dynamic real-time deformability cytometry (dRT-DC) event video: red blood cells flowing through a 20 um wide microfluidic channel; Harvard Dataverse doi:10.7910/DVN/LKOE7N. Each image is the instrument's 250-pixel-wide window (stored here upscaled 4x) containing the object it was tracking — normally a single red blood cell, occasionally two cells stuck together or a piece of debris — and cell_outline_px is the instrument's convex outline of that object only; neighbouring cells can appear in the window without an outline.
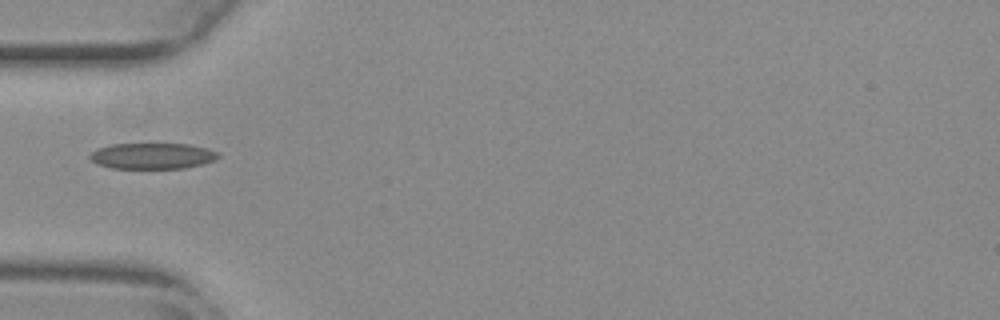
{"species": "common noctule bat (a hibernating species)", "species_latin": "Nyctalus noctula", "temperature_condition": "warm", "stored_images_in_passage": 37, "camera_frame_rate_fps": 3000, "um_per_image_px": 0.085, "animal": {"sex": "female", "body_mass_g": 29.2, "forearm_length_mm": 56.3}, "frame": {"image": 1, "passage_image": 1, "time_ms": 0.0, "image_size_px": [1000, 320], "cell_outline_px": [[220, 156], [212, 160], [200, 164], [184, 168], [112, 168], [96, 164], [88, 156], [92, 152], [100, 148], [112, 144], [188, 144], [208, 148], [216, 152]], "centroid_in_image_um": [12.93, 13.25], "position_along_channel_um": 72.1, "area_um2": 19.13}}
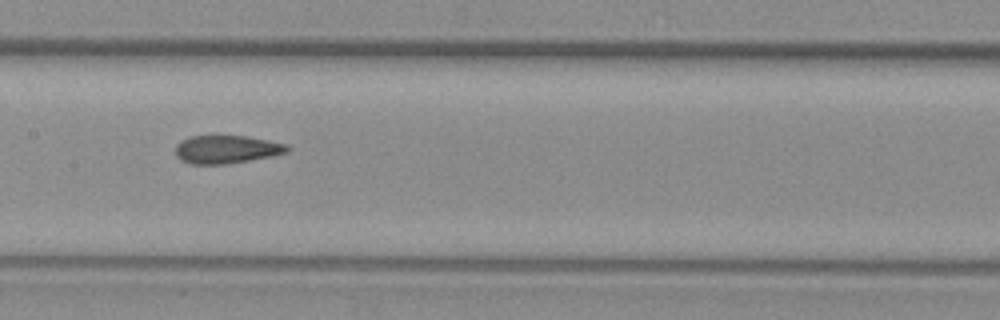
{"frame": {"image": 2, "passage_image": 10, "time_ms": 3.0, "image_size_px": [1000, 320], "cell_outline_px": [[288, 152], [272, 156], [224, 164], [188, 164], [180, 160], [176, 156], [176, 144], [180, 140], [188, 136], [244, 136], [284, 144], [288, 148]], "centroid_in_image_um": [19.16, 12.7], "position_along_channel_um": 188.2, "area_um2": 18.09}}
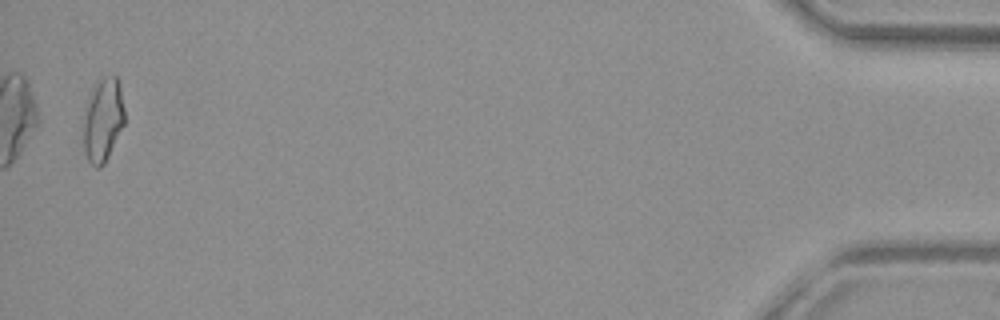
{"frame": {"image": 3, "passage_image": 36, "time_ms": 11.667, "image_size_px": [1000, 320], "cell_outline_px": [[124, 124], [104, 164], [100, 168], [96, 168], [88, 160], [84, 152], [84, 112], [92, 92], [100, 80], [104, 76], [116, 76], [120, 80], [124, 108]], "centroid_in_image_um": [8.77, 10.2], "position_along_channel_um": 426.4, "area_um2": 19.77}, "authors_computed_cell_mechanics": {"area_um2": 18.9006, "velocity_mm_per_s": 3.8424, "shape_relaxation_time_tau1_ms": null, "shape_relaxation_time_tau2_ms": 1.4447, "deformation_change_tau1": null, "deformation_change_tau2": 0.0784}}